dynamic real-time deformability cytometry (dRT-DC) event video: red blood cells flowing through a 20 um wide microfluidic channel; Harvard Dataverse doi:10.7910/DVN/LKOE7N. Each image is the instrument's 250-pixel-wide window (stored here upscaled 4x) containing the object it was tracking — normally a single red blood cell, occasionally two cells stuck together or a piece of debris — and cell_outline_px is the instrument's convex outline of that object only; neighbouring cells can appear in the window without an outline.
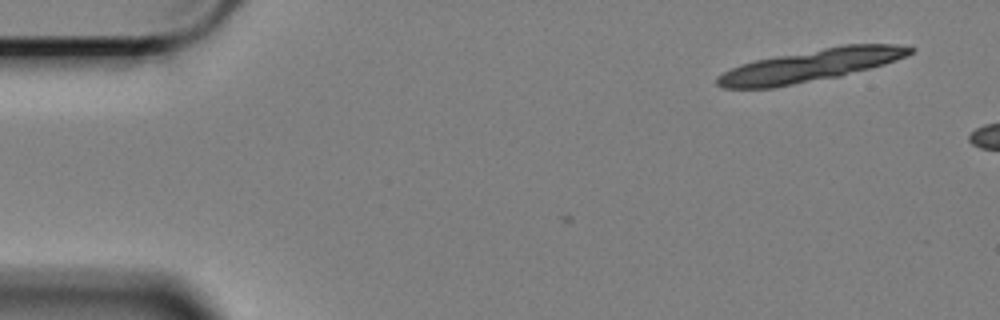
{"species": "Egyptian fruit bat (a non-hibernating species)", "species_latin": "Rousettus aegyptiacus", "temperature_condition": "cold", "stored_images_in_passage": 5, "camera_frame_rate_fps": 3000, "um_per_image_px": 0.085, "animal": {"sex": "female"}, "frame": {"image": 1, "passage_image": 1, "time_ms": 0.0, "image_size_px": [1000, 320], "cell_outline_px": [[916, 48], [912, 52], [896, 60], [884, 64], [840, 76], [772, 88], [720, 88], [716, 84], [716, 76], [740, 64], [756, 60], [776, 56], [844, 44], [896, 44]], "centroid_in_image_um": [68.87, 5.57], "position_along_channel_um": 16.1, "area_um2": 35.95}}